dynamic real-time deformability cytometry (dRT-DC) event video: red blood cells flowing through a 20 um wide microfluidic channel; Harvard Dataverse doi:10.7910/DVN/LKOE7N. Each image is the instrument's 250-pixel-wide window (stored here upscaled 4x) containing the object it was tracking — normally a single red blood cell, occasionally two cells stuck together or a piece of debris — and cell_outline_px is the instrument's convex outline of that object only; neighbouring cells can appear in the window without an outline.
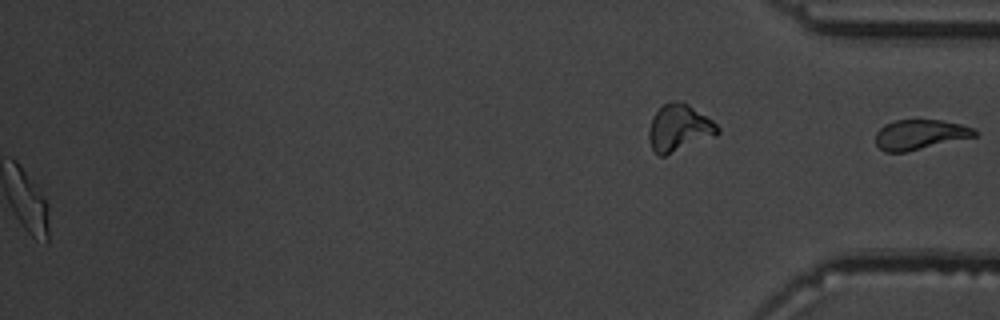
{"species": "common noctule bat (a hibernating species)", "species_latin": "Nyctalus noctula", "temperature_condition": "warm", "stored_images_in_passage": 50, "segment_of_instrument_passage": [2, 2], "camera_frame_rate_fps": 3000, "um_per_image_px": 0.085, "animal": {"sex": "male", "body_mass_g": 19.5, "forearm_length_mm": 54.6}, "frame": {"image": 1, "passage_image": 50, "time_ms": 16.333, "image_size_px": [1000, 320], "cell_outline_px": [[980, 132], [976, 136], [904, 152], [884, 152], [876, 144], [876, 132], [884, 124], [896, 120], [940, 120], [960, 124], [976, 128]], "centroid_in_image_um": [78.21, 11.43], "position_along_channel_um": 357.0, "area_um2": 17.22}}